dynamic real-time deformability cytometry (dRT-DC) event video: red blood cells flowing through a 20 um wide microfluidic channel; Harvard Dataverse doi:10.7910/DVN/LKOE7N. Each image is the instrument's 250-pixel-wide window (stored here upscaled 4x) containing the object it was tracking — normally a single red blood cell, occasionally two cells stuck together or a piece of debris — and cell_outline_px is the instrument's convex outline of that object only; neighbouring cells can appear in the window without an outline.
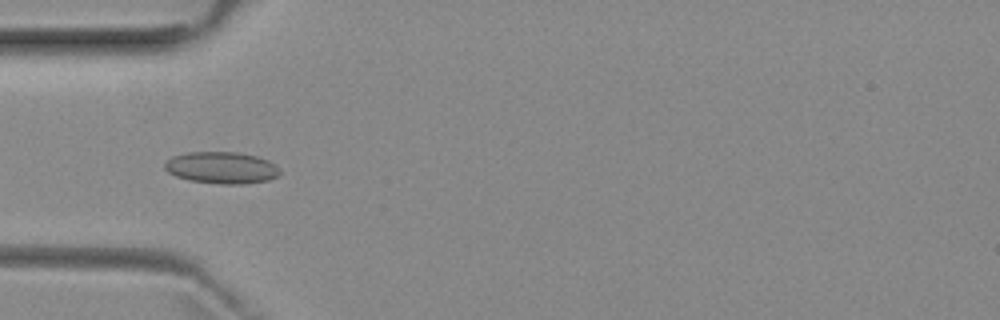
{"species": "common noctule bat (a hibernating species)", "species_latin": "Nyctalus noctula", "temperature_condition": "room temperature", "stored_images_in_passage": 45, "camera_frame_rate_fps": 3000, "um_per_image_px": 0.085, "animal": {"sex": "female", "body_mass_g": 29.2, "forearm_length_mm": 56.3}, "frame": {"image": 1, "passage_image": 9, "time_ms": 2.667, "image_size_px": [1000, 320], "cell_outline_px": [[280, 172], [276, 176], [268, 180], [240, 184], [220, 184], [192, 180], [176, 176], [168, 172], [164, 168], [164, 164], [172, 156], [188, 152], [236, 152], [256, 156], [268, 160], [276, 164], [280, 168]], "centroid_in_image_um": [18.84, 14.25], "position_along_channel_um": 66.2, "area_um2": 21.21}}
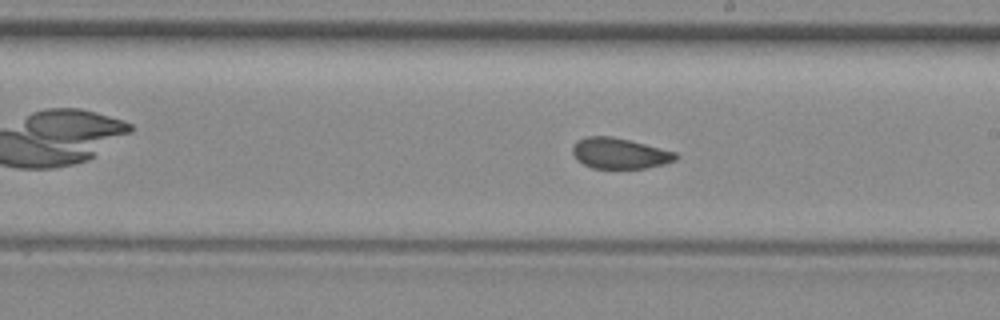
{"frame": {"image": 2, "passage_image": 22, "time_ms": 7.0, "image_size_px": [1000, 320], "cell_outline_px": [[680, 156], [676, 160], [664, 164], [644, 168], [592, 168], [584, 164], [572, 152], [572, 144], [576, 140], [588, 136], [612, 136], [676, 152]], "centroid_in_image_um": [52.67, 13.03], "position_along_channel_um": 236.3, "area_um2": 18.32}}
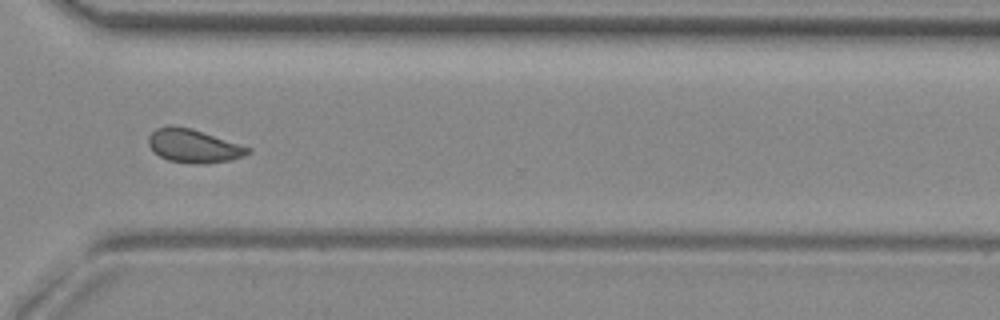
{"frame": {"image": 3, "passage_image": 31, "time_ms": 10.0, "image_size_px": [1000, 320], "cell_outline_px": [[252, 152], [244, 156], [232, 160], [204, 164], [192, 164], [168, 160], [160, 156], [148, 144], [148, 136], [156, 128], [172, 124], [192, 128], [252, 148]], "centroid_in_image_um": [16.48, 12.4], "position_along_channel_um": 354.1, "area_um2": 19.59}, "authors_computed_cell_mechanics": {"area_um2": 19.1318, "velocity_mm_per_s": 3.9319, "shape_relaxation_time_tau1_ms": null, "shape_relaxation_time_tau2_ms": 1.1522, "deformation_change_tau1": null, "deformation_change_tau2": 0.0544}}